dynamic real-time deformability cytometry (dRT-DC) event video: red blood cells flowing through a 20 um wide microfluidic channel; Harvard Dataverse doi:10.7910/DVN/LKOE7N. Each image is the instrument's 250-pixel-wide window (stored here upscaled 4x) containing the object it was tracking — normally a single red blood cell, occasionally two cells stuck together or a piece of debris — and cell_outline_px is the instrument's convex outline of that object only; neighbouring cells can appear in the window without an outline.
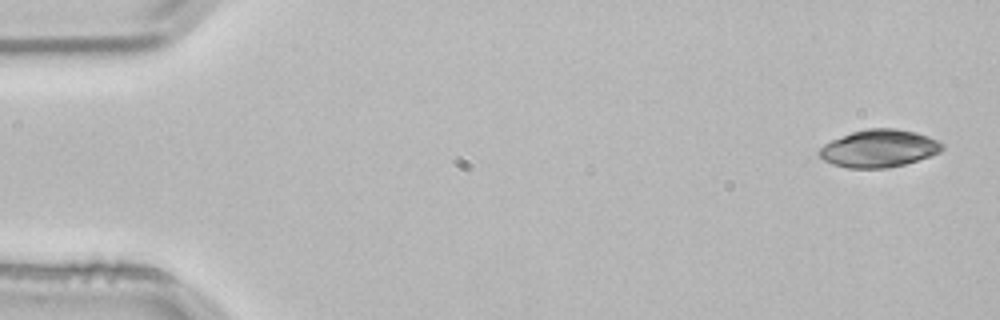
{"species": "common noctule bat (a hibernating species)", "species_latin": "Nyctalus noctula", "temperature_condition": "room temperature", "stored_images_in_passage": 4, "camera_frame_rate_fps": 3000, "um_per_image_px": 0.085, "animal": {"sex": "male", "body_mass_g": 21.5, "forearm_length_mm": 52.0}, "frame": {"image": 1, "passage_image": 1, "time_ms": 0.0, "image_size_px": [1000, 320], "cell_outline_px": [[944, 148], [940, 152], [904, 164], [888, 168], [848, 168], [832, 164], [824, 160], [816, 152], [824, 144], [832, 140], [852, 132], [864, 128], [896, 128], [916, 132], [928, 136], [944, 144]], "centroid_in_image_um": [74.7, 12.61], "position_along_channel_um": 10.3, "area_um2": 26.88}}
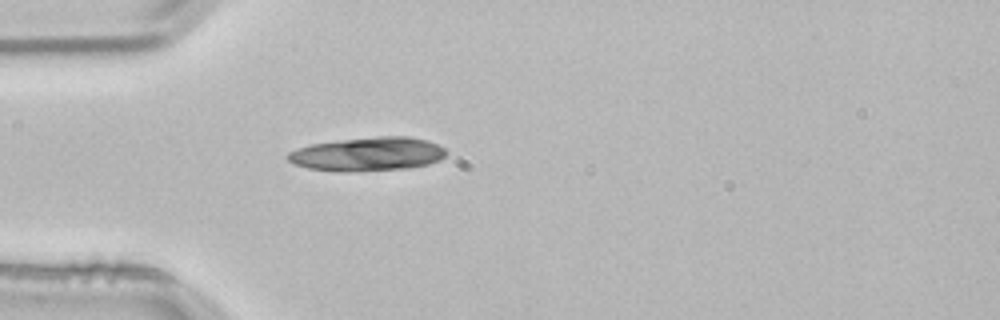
{"frame": {"image": 2, "passage_image": 4, "time_ms": 1.0, "image_size_px": [1000, 320], "cell_outline_px": [[448, 152], [440, 160], [428, 164], [408, 168], [340, 172], [308, 168], [296, 164], [288, 160], [284, 156], [288, 152], [296, 148], [312, 144], [344, 140], [380, 136], [408, 136], [428, 140], [444, 148]], "centroid_in_image_um": [31.26, 13.1], "position_along_channel_um": 53.7, "area_um2": 31.04}}